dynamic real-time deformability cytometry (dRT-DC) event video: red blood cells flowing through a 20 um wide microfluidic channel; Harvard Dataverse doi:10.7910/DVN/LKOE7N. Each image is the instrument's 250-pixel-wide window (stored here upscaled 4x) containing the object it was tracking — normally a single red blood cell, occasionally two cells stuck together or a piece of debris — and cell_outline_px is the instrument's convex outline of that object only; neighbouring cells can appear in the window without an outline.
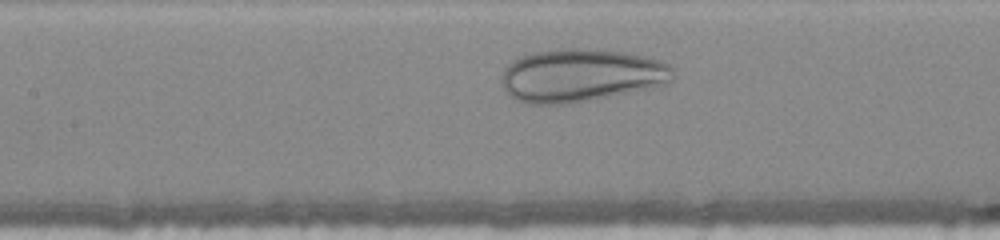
{"species": "human", "species_latin": "Homo sapiens", "temperature_condition": "warm", "stored_images_in_passage": 22, "camera_frame_rate_fps": 3000, "um_per_image_px": 0.085, "donor": {"sex": "female"}, "frame": {"image": 1, "passage_image": 7, "time_ms": 2.0, "image_size_px": [1000, 240], "cell_outline_px": [[672, 80], [668, 84], [656, 88], [568, 104], [528, 104], [516, 100], [504, 88], [504, 68], [508, 64], [520, 56], [532, 52], [560, 48], [580, 48], [624, 52], [644, 56], [660, 60], [672, 64]], "centroid_in_image_um": [49.44, 6.41], "position_along_channel_um": 158.0, "area_um2": 53.29}}